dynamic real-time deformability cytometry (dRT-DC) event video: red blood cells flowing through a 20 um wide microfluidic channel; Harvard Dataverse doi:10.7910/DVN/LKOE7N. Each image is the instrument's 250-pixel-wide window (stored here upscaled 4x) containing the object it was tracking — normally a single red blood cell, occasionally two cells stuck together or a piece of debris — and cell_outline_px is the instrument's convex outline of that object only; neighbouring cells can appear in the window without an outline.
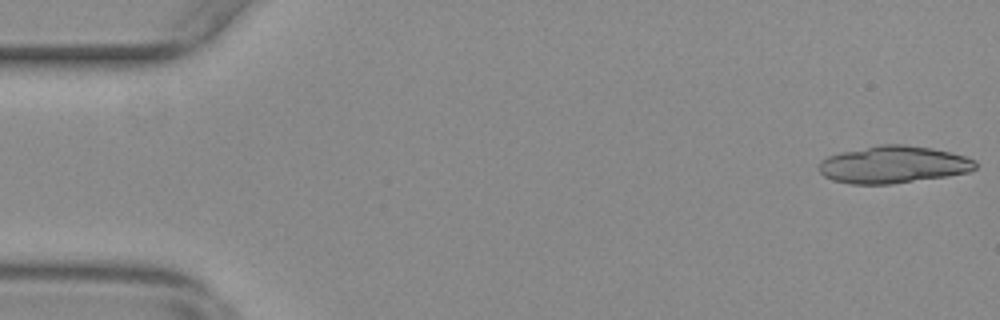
{"species": "common noctule bat (a hibernating species)", "species_latin": "Nyctalus noctula", "temperature_condition": "warm", "stored_images_in_passage": 17, "camera_frame_rate_fps": 3000, "um_per_image_px": 0.085, "animal": {"sex": "female", "body_mass_g": 29.2, "forearm_length_mm": 56.3}, "frame": {"image": 1, "passage_image": 1, "time_ms": 0.0, "image_size_px": [1000, 320], "cell_outline_px": [[976, 168], [968, 172], [944, 176], [892, 184], [852, 184], [832, 180], [824, 176], [820, 172], [820, 160], [828, 156], [840, 152], [880, 144], [904, 144], [932, 148], [964, 156], [976, 160]], "centroid_in_image_um": [75.9, 13.98], "position_along_channel_um": 9.1, "area_um2": 33.81}}